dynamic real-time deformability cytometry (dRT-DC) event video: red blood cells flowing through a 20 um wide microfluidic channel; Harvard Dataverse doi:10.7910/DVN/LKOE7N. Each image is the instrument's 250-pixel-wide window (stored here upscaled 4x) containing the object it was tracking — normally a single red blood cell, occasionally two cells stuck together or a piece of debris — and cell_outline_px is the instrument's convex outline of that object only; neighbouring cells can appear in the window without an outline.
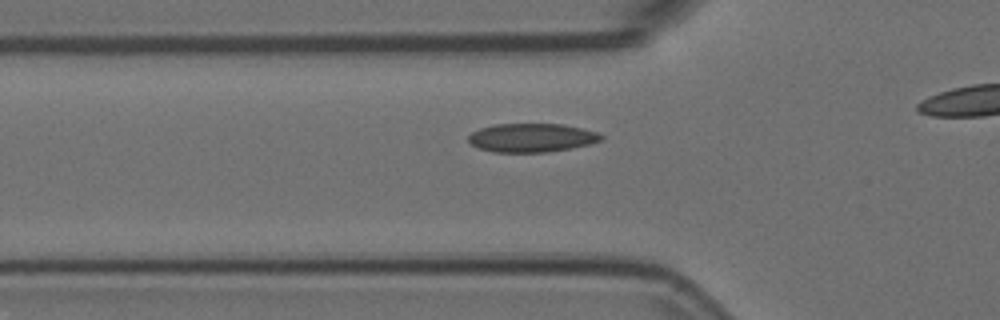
{"species": "Egyptian fruit bat (a non-hibernating species)", "species_latin": "Rousettus aegyptiacus", "temperature_condition": "room temperature", "stored_images_in_passage": 20, "camera_frame_rate_fps": 3000, "um_per_image_px": 0.085, "animal": {"sex": "female"}, "frame": {"image": 1, "passage_image": 11, "time_ms": 3.333, "image_size_px": [1000, 320], "cell_outline_px": [[604, 136], [600, 140], [588, 144], [548, 152], [492, 152], [480, 148], [472, 144], [468, 140], [468, 136], [472, 132], [480, 128], [492, 124], [560, 124], [600, 132]], "centroid_in_image_um": [45.17, 11.7], "position_along_channel_um": 80.6, "area_um2": 22.02}}
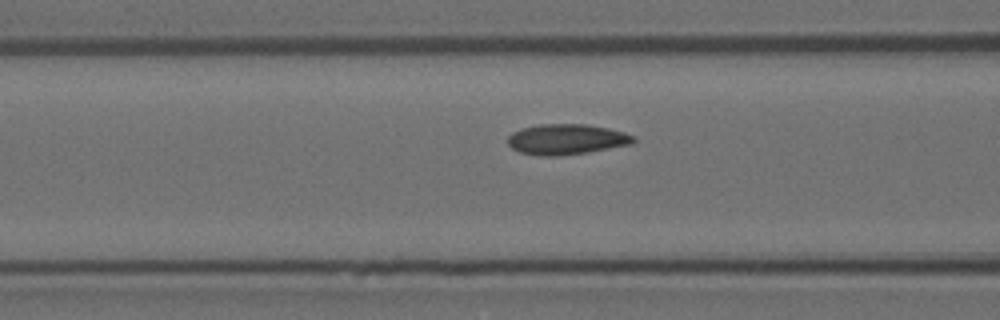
{"frame": {"image": 2, "passage_image": 14, "time_ms": 4.333, "image_size_px": [1000, 320], "cell_outline_px": [[636, 140], [632, 144], [588, 152], [556, 156], [540, 156], [520, 152], [512, 148], [508, 144], [508, 136], [512, 132], [520, 128], [540, 124], [588, 124], [608, 128], [624, 132], [636, 136]], "centroid_in_image_um": [48.16, 11.83], "position_along_channel_um": 118.4, "area_um2": 22.48}}
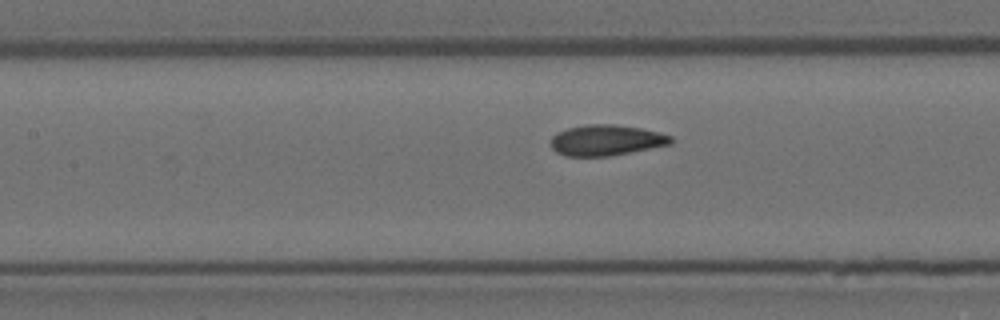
{"frame": {"image": 3, "passage_image": 17, "time_ms": 5.333, "image_size_px": [1000, 320], "cell_outline_px": [[672, 144], [608, 156], [564, 156], [556, 152], [552, 148], [552, 136], [556, 132], [568, 128], [588, 124], [612, 124], [640, 128], [672, 136]], "centroid_in_image_um": [51.5, 11.92], "position_along_channel_um": 155.9, "area_um2": 21.33}}